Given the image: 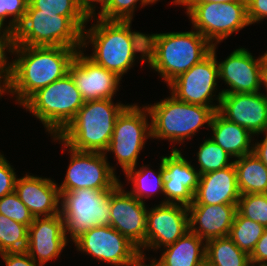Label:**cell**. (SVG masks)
<instances>
[{"mask_svg":"<svg viewBox=\"0 0 267 266\" xmlns=\"http://www.w3.org/2000/svg\"><path fill=\"white\" fill-rule=\"evenodd\" d=\"M74 244L78 251L86 252L110 266H123L139 251L135 244L110 225L90 229Z\"/></svg>","mask_w":267,"mask_h":266,"instance_id":"obj_15","label":"cell"},{"mask_svg":"<svg viewBox=\"0 0 267 266\" xmlns=\"http://www.w3.org/2000/svg\"><path fill=\"white\" fill-rule=\"evenodd\" d=\"M83 54V50H78L68 68V74L80 91L82 99H112L122 78Z\"/></svg>","mask_w":267,"mask_h":266,"instance_id":"obj_16","label":"cell"},{"mask_svg":"<svg viewBox=\"0 0 267 266\" xmlns=\"http://www.w3.org/2000/svg\"><path fill=\"white\" fill-rule=\"evenodd\" d=\"M140 2L141 6L153 4L158 0H108L107 4L99 12L98 17L107 21H131L136 3Z\"/></svg>","mask_w":267,"mask_h":266,"instance_id":"obj_33","label":"cell"},{"mask_svg":"<svg viewBox=\"0 0 267 266\" xmlns=\"http://www.w3.org/2000/svg\"><path fill=\"white\" fill-rule=\"evenodd\" d=\"M177 148L169 156L162 157L164 196L161 203L190 206L199 183V172Z\"/></svg>","mask_w":267,"mask_h":266,"instance_id":"obj_18","label":"cell"},{"mask_svg":"<svg viewBox=\"0 0 267 266\" xmlns=\"http://www.w3.org/2000/svg\"><path fill=\"white\" fill-rule=\"evenodd\" d=\"M237 211L244 217L267 227V193L242 194Z\"/></svg>","mask_w":267,"mask_h":266,"instance_id":"obj_32","label":"cell"},{"mask_svg":"<svg viewBox=\"0 0 267 266\" xmlns=\"http://www.w3.org/2000/svg\"><path fill=\"white\" fill-rule=\"evenodd\" d=\"M236 211L237 204L190 205V231L205 242L213 238L227 237Z\"/></svg>","mask_w":267,"mask_h":266,"instance_id":"obj_23","label":"cell"},{"mask_svg":"<svg viewBox=\"0 0 267 266\" xmlns=\"http://www.w3.org/2000/svg\"><path fill=\"white\" fill-rule=\"evenodd\" d=\"M263 85L267 89V65H263Z\"/></svg>","mask_w":267,"mask_h":266,"instance_id":"obj_46","label":"cell"},{"mask_svg":"<svg viewBox=\"0 0 267 266\" xmlns=\"http://www.w3.org/2000/svg\"><path fill=\"white\" fill-rule=\"evenodd\" d=\"M96 20L90 29L84 28L82 37V48L93 45L91 60L119 77L133 66L136 52L147 62V34L132 32L131 21Z\"/></svg>","mask_w":267,"mask_h":266,"instance_id":"obj_2","label":"cell"},{"mask_svg":"<svg viewBox=\"0 0 267 266\" xmlns=\"http://www.w3.org/2000/svg\"><path fill=\"white\" fill-rule=\"evenodd\" d=\"M3 28V25H0V88L5 93V89L8 87L12 77V62L7 63L5 50L13 53L15 37L14 31L7 26L4 29ZM1 79H3V82ZM1 83H3V85H1Z\"/></svg>","mask_w":267,"mask_h":266,"instance_id":"obj_36","label":"cell"},{"mask_svg":"<svg viewBox=\"0 0 267 266\" xmlns=\"http://www.w3.org/2000/svg\"><path fill=\"white\" fill-rule=\"evenodd\" d=\"M112 100L85 101L75 118L57 137L73 150L105 153L117 117L127 106L121 103L114 105Z\"/></svg>","mask_w":267,"mask_h":266,"instance_id":"obj_4","label":"cell"},{"mask_svg":"<svg viewBox=\"0 0 267 266\" xmlns=\"http://www.w3.org/2000/svg\"><path fill=\"white\" fill-rule=\"evenodd\" d=\"M90 19L42 12L28 2L24 19L14 31L15 45L82 48L83 30Z\"/></svg>","mask_w":267,"mask_h":266,"instance_id":"obj_5","label":"cell"},{"mask_svg":"<svg viewBox=\"0 0 267 266\" xmlns=\"http://www.w3.org/2000/svg\"><path fill=\"white\" fill-rule=\"evenodd\" d=\"M28 244V226L0 214V254L25 252Z\"/></svg>","mask_w":267,"mask_h":266,"instance_id":"obj_30","label":"cell"},{"mask_svg":"<svg viewBox=\"0 0 267 266\" xmlns=\"http://www.w3.org/2000/svg\"><path fill=\"white\" fill-rule=\"evenodd\" d=\"M60 213L67 233L74 242L94 227L110 225V191L80 189L61 195Z\"/></svg>","mask_w":267,"mask_h":266,"instance_id":"obj_8","label":"cell"},{"mask_svg":"<svg viewBox=\"0 0 267 266\" xmlns=\"http://www.w3.org/2000/svg\"><path fill=\"white\" fill-rule=\"evenodd\" d=\"M209 127L211 139L232 157H242L253 152L252 134L244 127L227 120L218 111L212 116Z\"/></svg>","mask_w":267,"mask_h":266,"instance_id":"obj_24","label":"cell"},{"mask_svg":"<svg viewBox=\"0 0 267 266\" xmlns=\"http://www.w3.org/2000/svg\"><path fill=\"white\" fill-rule=\"evenodd\" d=\"M213 45L197 30L147 34V63L169 84L201 62Z\"/></svg>","mask_w":267,"mask_h":266,"instance_id":"obj_3","label":"cell"},{"mask_svg":"<svg viewBox=\"0 0 267 266\" xmlns=\"http://www.w3.org/2000/svg\"><path fill=\"white\" fill-rule=\"evenodd\" d=\"M229 158H232V156L212 139L208 138L204 140L197 153V159L200 166L198 169L199 175L231 166L234 161L229 162Z\"/></svg>","mask_w":267,"mask_h":266,"instance_id":"obj_31","label":"cell"},{"mask_svg":"<svg viewBox=\"0 0 267 266\" xmlns=\"http://www.w3.org/2000/svg\"><path fill=\"white\" fill-rule=\"evenodd\" d=\"M246 8L250 25L267 18V0H246Z\"/></svg>","mask_w":267,"mask_h":266,"instance_id":"obj_39","label":"cell"},{"mask_svg":"<svg viewBox=\"0 0 267 266\" xmlns=\"http://www.w3.org/2000/svg\"><path fill=\"white\" fill-rule=\"evenodd\" d=\"M53 138L68 148L71 156L65 179L58 187L60 196L80 189L111 191L120 182L114 173V167L107 163V154L76 151L65 145L57 136Z\"/></svg>","mask_w":267,"mask_h":266,"instance_id":"obj_11","label":"cell"},{"mask_svg":"<svg viewBox=\"0 0 267 266\" xmlns=\"http://www.w3.org/2000/svg\"><path fill=\"white\" fill-rule=\"evenodd\" d=\"M237 159L234 167L241 195L267 193V166L254 152Z\"/></svg>","mask_w":267,"mask_h":266,"instance_id":"obj_26","label":"cell"},{"mask_svg":"<svg viewBox=\"0 0 267 266\" xmlns=\"http://www.w3.org/2000/svg\"><path fill=\"white\" fill-rule=\"evenodd\" d=\"M249 256L253 266H267V227Z\"/></svg>","mask_w":267,"mask_h":266,"instance_id":"obj_40","label":"cell"},{"mask_svg":"<svg viewBox=\"0 0 267 266\" xmlns=\"http://www.w3.org/2000/svg\"><path fill=\"white\" fill-rule=\"evenodd\" d=\"M146 107L151 118V138L180 144L204 124L209 126L215 113L212 107L182 102L173 95Z\"/></svg>","mask_w":267,"mask_h":266,"instance_id":"obj_7","label":"cell"},{"mask_svg":"<svg viewBox=\"0 0 267 266\" xmlns=\"http://www.w3.org/2000/svg\"><path fill=\"white\" fill-rule=\"evenodd\" d=\"M224 2H246V0H173V3L182 4H204V3H224Z\"/></svg>","mask_w":267,"mask_h":266,"instance_id":"obj_45","label":"cell"},{"mask_svg":"<svg viewBox=\"0 0 267 266\" xmlns=\"http://www.w3.org/2000/svg\"><path fill=\"white\" fill-rule=\"evenodd\" d=\"M110 226L135 244L139 251L145 244L147 208L119 182L110 191Z\"/></svg>","mask_w":267,"mask_h":266,"instance_id":"obj_17","label":"cell"},{"mask_svg":"<svg viewBox=\"0 0 267 266\" xmlns=\"http://www.w3.org/2000/svg\"><path fill=\"white\" fill-rule=\"evenodd\" d=\"M218 112L252 135L262 134L267 129V102L260 91L222 94Z\"/></svg>","mask_w":267,"mask_h":266,"instance_id":"obj_20","label":"cell"},{"mask_svg":"<svg viewBox=\"0 0 267 266\" xmlns=\"http://www.w3.org/2000/svg\"><path fill=\"white\" fill-rule=\"evenodd\" d=\"M79 49L82 50L65 46L15 45L12 54L18 56L12 61V77L6 93L17 94L16 101L23 105L35 92L68 74L69 65Z\"/></svg>","mask_w":267,"mask_h":266,"instance_id":"obj_1","label":"cell"},{"mask_svg":"<svg viewBox=\"0 0 267 266\" xmlns=\"http://www.w3.org/2000/svg\"><path fill=\"white\" fill-rule=\"evenodd\" d=\"M146 166L147 165L142 166L139 170H137L136 167H132L124 173L127 179L133 183V190L129 191V193L139 201H143L142 199L144 197L149 198V196H152L158 191L161 193L164 192L162 158L158 172H155L150 169V167L148 168V166Z\"/></svg>","mask_w":267,"mask_h":266,"instance_id":"obj_28","label":"cell"},{"mask_svg":"<svg viewBox=\"0 0 267 266\" xmlns=\"http://www.w3.org/2000/svg\"><path fill=\"white\" fill-rule=\"evenodd\" d=\"M4 91L0 88V96H2Z\"/></svg>","mask_w":267,"mask_h":266,"instance_id":"obj_49","label":"cell"},{"mask_svg":"<svg viewBox=\"0 0 267 266\" xmlns=\"http://www.w3.org/2000/svg\"><path fill=\"white\" fill-rule=\"evenodd\" d=\"M190 230L188 207L161 203L146 215L145 244L142 249H159L175 243Z\"/></svg>","mask_w":267,"mask_h":266,"instance_id":"obj_13","label":"cell"},{"mask_svg":"<svg viewBox=\"0 0 267 266\" xmlns=\"http://www.w3.org/2000/svg\"><path fill=\"white\" fill-rule=\"evenodd\" d=\"M29 0H0V25H4L6 17L12 16L7 26L12 31L23 21Z\"/></svg>","mask_w":267,"mask_h":266,"instance_id":"obj_37","label":"cell"},{"mask_svg":"<svg viewBox=\"0 0 267 266\" xmlns=\"http://www.w3.org/2000/svg\"><path fill=\"white\" fill-rule=\"evenodd\" d=\"M264 132L265 138L263 141L253 144V152L267 166V129L262 133Z\"/></svg>","mask_w":267,"mask_h":266,"instance_id":"obj_43","label":"cell"},{"mask_svg":"<svg viewBox=\"0 0 267 266\" xmlns=\"http://www.w3.org/2000/svg\"><path fill=\"white\" fill-rule=\"evenodd\" d=\"M17 176L4 155L0 154V199L14 192Z\"/></svg>","mask_w":267,"mask_h":266,"instance_id":"obj_38","label":"cell"},{"mask_svg":"<svg viewBox=\"0 0 267 266\" xmlns=\"http://www.w3.org/2000/svg\"><path fill=\"white\" fill-rule=\"evenodd\" d=\"M0 214L28 227L35 218L15 192L0 199Z\"/></svg>","mask_w":267,"mask_h":266,"instance_id":"obj_35","label":"cell"},{"mask_svg":"<svg viewBox=\"0 0 267 266\" xmlns=\"http://www.w3.org/2000/svg\"><path fill=\"white\" fill-rule=\"evenodd\" d=\"M14 192L34 217L60 214L58 184L50 178L26 174L16 179Z\"/></svg>","mask_w":267,"mask_h":266,"instance_id":"obj_21","label":"cell"},{"mask_svg":"<svg viewBox=\"0 0 267 266\" xmlns=\"http://www.w3.org/2000/svg\"><path fill=\"white\" fill-rule=\"evenodd\" d=\"M67 242L61 213L35 217L28 227L26 252L36 263L44 266L49 260L59 257Z\"/></svg>","mask_w":267,"mask_h":266,"instance_id":"obj_19","label":"cell"},{"mask_svg":"<svg viewBox=\"0 0 267 266\" xmlns=\"http://www.w3.org/2000/svg\"><path fill=\"white\" fill-rule=\"evenodd\" d=\"M204 243L206 259L213 266H252L249 254L240 250L229 236L213 238Z\"/></svg>","mask_w":267,"mask_h":266,"instance_id":"obj_27","label":"cell"},{"mask_svg":"<svg viewBox=\"0 0 267 266\" xmlns=\"http://www.w3.org/2000/svg\"><path fill=\"white\" fill-rule=\"evenodd\" d=\"M198 266H213V265L207 259H205Z\"/></svg>","mask_w":267,"mask_h":266,"instance_id":"obj_47","label":"cell"},{"mask_svg":"<svg viewBox=\"0 0 267 266\" xmlns=\"http://www.w3.org/2000/svg\"><path fill=\"white\" fill-rule=\"evenodd\" d=\"M218 78L219 67L216 60V45L214 44L211 53L206 58L177 76L168 86L172 91L171 95L177 100L212 107L215 111H218L219 104H210L213 100L211 97L215 96L213 93Z\"/></svg>","mask_w":267,"mask_h":266,"instance_id":"obj_12","label":"cell"},{"mask_svg":"<svg viewBox=\"0 0 267 266\" xmlns=\"http://www.w3.org/2000/svg\"><path fill=\"white\" fill-rule=\"evenodd\" d=\"M247 49L234 50L224 61L218 63L219 79L230 89L220 91L216 97L220 104L222 94L256 93L263 85L264 57H255Z\"/></svg>","mask_w":267,"mask_h":266,"instance_id":"obj_14","label":"cell"},{"mask_svg":"<svg viewBox=\"0 0 267 266\" xmlns=\"http://www.w3.org/2000/svg\"><path fill=\"white\" fill-rule=\"evenodd\" d=\"M29 3L42 12L61 16H88L79 0H29Z\"/></svg>","mask_w":267,"mask_h":266,"instance_id":"obj_34","label":"cell"},{"mask_svg":"<svg viewBox=\"0 0 267 266\" xmlns=\"http://www.w3.org/2000/svg\"><path fill=\"white\" fill-rule=\"evenodd\" d=\"M203 242L189 230L175 243L164 247L166 249L158 261L161 266H198L206 259V244Z\"/></svg>","mask_w":267,"mask_h":266,"instance_id":"obj_25","label":"cell"},{"mask_svg":"<svg viewBox=\"0 0 267 266\" xmlns=\"http://www.w3.org/2000/svg\"><path fill=\"white\" fill-rule=\"evenodd\" d=\"M149 111L136 104L127 105L118 115L112 138L105 152L115 154L124 173L136 167L138 155L144 148L146 139L151 138V124H148Z\"/></svg>","mask_w":267,"mask_h":266,"instance_id":"obj_10","label":"cell"},{"mask_svg":"<svg viewBox=\"0 0 267 266\" xmlns=\"http://www.w3.org/2000/svg\"><path fill=\"white\" fill-rule=\"evenodd\" d=\"M182 5L186 6V13L191 19L193 28L212 45H217L234 32L250 25L246 2Z\"/></svg>","mask_w":267,"mask_h":266,"instance_id":"obj_9","label":"cell"},{"mask_svg":"<svg viewBox=\"0 0 267 266\" xmlns=\"http://www.w3.org/2000/svg\"><path fill=\"white\" fill-rule=\"evenodd\" d=\"M0 256L6 263V266H42L39 263H36L26 251L5 252L1 253Z\"/></svg>","mask_w":267,"mask_h":266,"instance_id":"obj_41","label":"cell"},{"mask_svg":"<svg viewBox=\"0 0 267 266\" xmlns=\"http://www.w3.org/2000/svg\"><path fill=\"white\" fill-rule=\"evenodd\" d=\"M264 230L263 225L242 216L236 211L228 236L240 250L250 255L257 241L262 237Z\"/></svg>","mask_w":267,"mask_h":266,"instance_id":"obj_29","label":"cell"},{"mask_svg":"<svg viewBox=\"0 0 267 266\" xmlns=\"http://www.w3.org/2000/svg\"><path fill=\"white\" fill-rule=\"evenodd\" d=\"M84 102L71 76L66 74L35 92L22 106L42 122L49 134L58 136Z\"/></svg>","mask_w":267,"mask_h":266,"instance_id":"obj_6","label":"cell"},{"mask_svg":"<svg viewBox=\"0 0 267 266\" xmlns=\"http://www.w3.org/2000/svg\"><path fill=\"white\" fill-rule=\"evenodd\" d=\"M82 9L87 13L89 17L95 16V4H101V8L103 9L107 4L108 0H79ZM93 2H96L95 4ZM94 4V5H93ZM94 14V15H93Z\"/></svg>","mask_w":267,"mask_h":266,"instance_id":"obj_44","label":"cell"},{"mask_svg":"<svg viewBox=\"0 0 267 266\" xmlns=\"http://www.w3.org/2000/svg\"><path fill=\"white\" fill-rule=\"evenodd\" d=\"M264 62L263 65H267V51L263 54Z\"/></svg>","mask_w":267,"mask_h":266,"instance_id":"obj_48","label":"cell"},{"mask_svg":"<svg viewBox=\"0 0 267 266\" xmlns=\"http://www.w3.org/2000/svg\"><path fill=\"white\" fill-rule=\"evenodd\" d=\"M145 254L143 250L138 251L129 261H127L123 266H161L160 262L155 259L151 260L150 265L144 263Z\"/></svg>","mask_w":267,"mask_h":266,"instance_id":"obj_42","label":"cell"},{"mask_svg":"<svg viewBox=\"0 0 267 266\" xmlns=\"http://www.w3.org/2000/svg\"><path fill=\"white\" fill-rule=\"evenodd\" d=\"M240 196L233 163L224 169L200 175L191 205L238 204Z\"/></svg>","mask_w":267,"mask_h":266,"instance_id":"obj_22","label":"cell"}]
</instances>
